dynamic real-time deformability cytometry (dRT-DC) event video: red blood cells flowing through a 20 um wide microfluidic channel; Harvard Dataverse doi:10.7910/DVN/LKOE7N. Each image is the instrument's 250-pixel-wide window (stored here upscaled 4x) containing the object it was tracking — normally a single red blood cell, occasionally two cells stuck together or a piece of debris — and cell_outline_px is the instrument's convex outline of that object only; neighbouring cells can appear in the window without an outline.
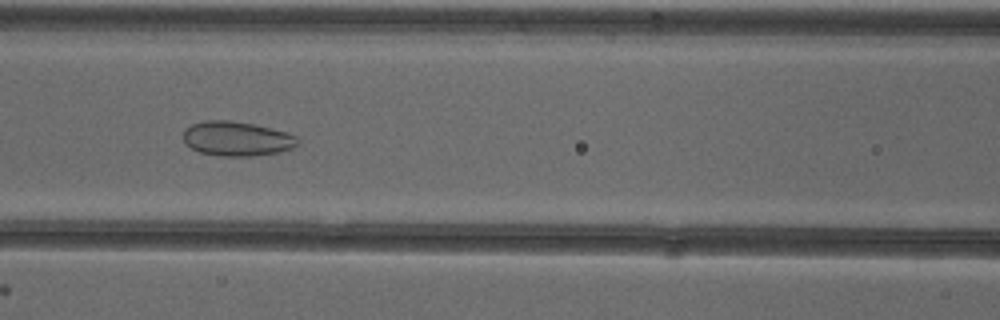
{"species": "common noctule bat (a hibernating species)", "species_latin": "Nyctalus noctula", "temperature_condition": "cold", "stored_images_in_passage": 53, "camera_frame_rate_fps": 3000, "um_per_image_px": 0.085, "animal": {"sex": "female"}, "frame": {"image": 1, "passage_image": 24, "time_ms": 7.667, "image_size_px": [1000, 320], "cell_outline_px": [[300, 144], [292, 148], [276, 152], [252, 156], [224, 156], [200, 152], [184, 144], [184, 128], [192, 124], [204, 120], [228, 120], [252, 124], [284, 132], [296, 136], [300, 140]], "centroid_in_image_um": [20.1, 11.79], "position_along_channel_um": 146.5, "area_um2": 22.83}}
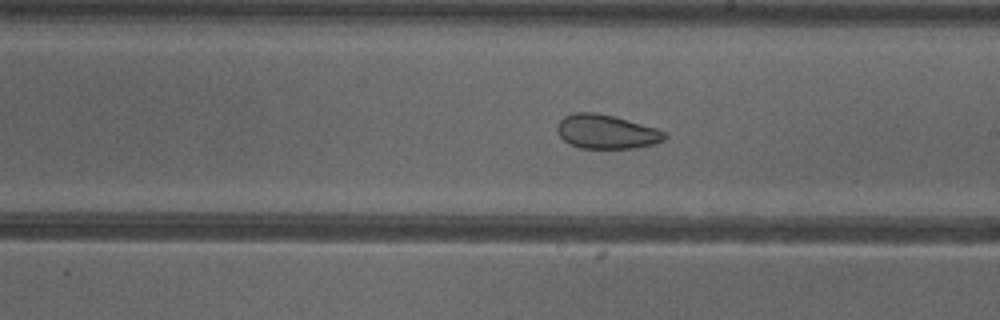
{"frame": {"image": 2, "passage_image": 31, "time_ms": 10.0, "image_size_px": [1000, 320], "cell_outline_px": [[668, 136], [664, 140], [652, 144], [636, 148], [580, 148], [568, 144], [560, 136], [556, 128], [560, 120], [564, 116], [576, 112], [596, 112], [628, 120], [656, 128], [664, 132]], "centroid_in_image_um": [51.52, 11.2], "position_along_channel_um": 237.5, "area_um2": 21.27}}
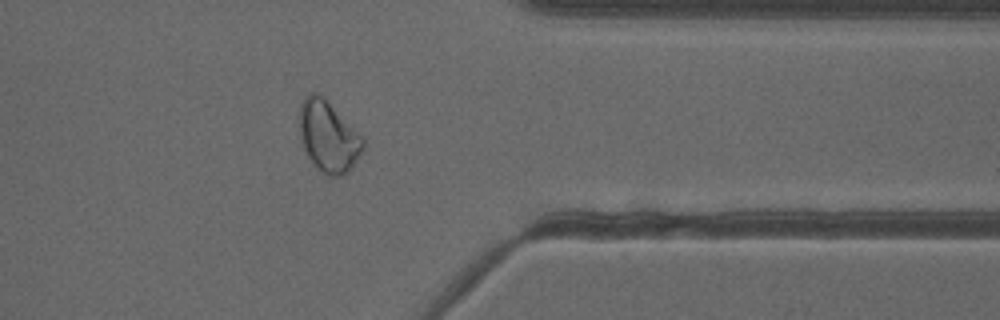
{"frame": {"image": 3, "passage_image": 43, "time_ms": 14.0, "image_size_px": [1000, 320], "cell_outline_px": [[364, 148], [348, 172], [344, 176], [328, 176], [312, 164], [304, 148], [300, 136], [300, 104], [304, 96], [308, 92], [316, 92], [364, 136]], "centroid_in_image_um": [27.91, 11.62], "position_along_channel_um": 383.5, "area_um2": 26.18}, "authors_computed_cell_mechanics": {"area_um2": 28.9, "velocity_mm_per_s": 3.9041, "shape_relaxation_time_tau1_ms": null, "shape_relaxation_time_tau2_ms": 1.475, "deformation_change_tau1": null, "deformation_change_tau2": 0.0631}}